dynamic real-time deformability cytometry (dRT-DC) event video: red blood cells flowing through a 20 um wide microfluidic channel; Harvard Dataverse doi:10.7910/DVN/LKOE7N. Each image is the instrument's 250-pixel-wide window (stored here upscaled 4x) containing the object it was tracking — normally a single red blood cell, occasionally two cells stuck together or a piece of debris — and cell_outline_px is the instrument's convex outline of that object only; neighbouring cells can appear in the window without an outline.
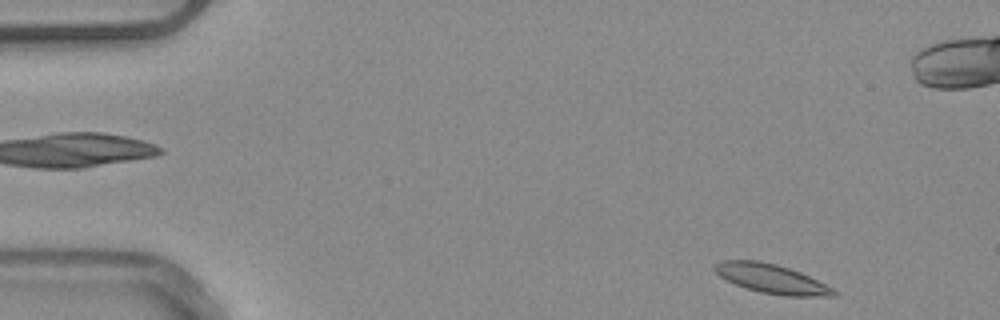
{"species": "common noctule bat (a hibernating species)", "species_latin": "Nyctalus noctula", "temperature_condition": "warm", "stored_images_in_passage": 49, "camera_frame_rate_fps": 3000, "um_per_image_px": 0.085, "animal": {"sex": "male", "body_mass_g": 20.4}, "frame": {"image": 1, "passage_image": 1, "time_ms": 0.0, "image_size_px": [1000, 320], "cell_outline_px": [[840, 292], [836, 296], [784, 296], [760, 292], [744, 288], [720, 276], [712, 268], [720, 260], [760, 260], [776, 264], [800, 272]], "centroid_in_image_um": [65.57, 23.69], "position_along_channel_um": 19.4, "area_um2": 20.17}, "authors_computed_cell_mechanics": {"area_um2": 19.5942, "velocity_mm_per_s": 3.8351, "shape_relaxation_time_tau1_ms": 2.7906, "shape_relaxation_time_tau2_ms": 3.2264, "deformation_change_tau1": 0.1007, "deformation_change_tau2": 0.1001}}